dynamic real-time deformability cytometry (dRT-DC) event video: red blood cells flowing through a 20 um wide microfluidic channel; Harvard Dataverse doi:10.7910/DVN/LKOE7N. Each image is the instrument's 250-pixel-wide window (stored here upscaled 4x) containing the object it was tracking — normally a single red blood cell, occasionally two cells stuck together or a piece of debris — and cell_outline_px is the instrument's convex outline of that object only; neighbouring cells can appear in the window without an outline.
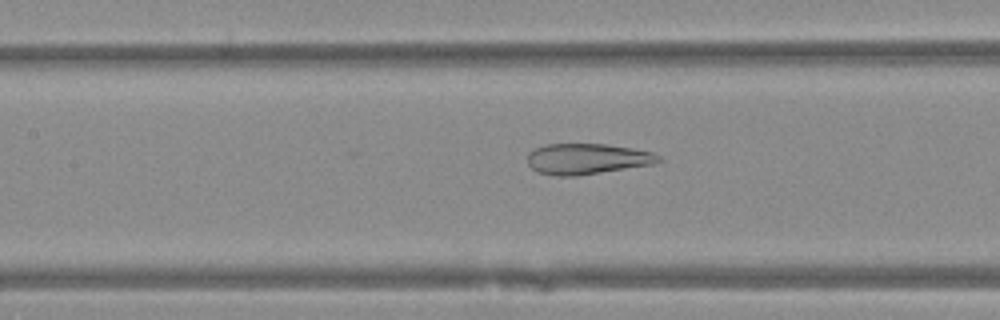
{"species": "Egyptian fruit bat (a non-hibernating species)", "species_latin": "Rousettus aegyptiacus", "temperature_condition": "warm", "stored_images_in_passage": 40, "camera_frame_rate_fps": 3000, "um_per_image_px": 0.085, "animal": {"sex": "female"}, "frame": {"image": 1, "passage_image": 12, "time_ms": 3.667, "image_size_px": [1000, 320], "cell_outline_px": [[644, 152], [640, 164], [592, 172], [544, 172], [536, 168], [540, 148], [556, 144], [596, 144], [624, 148]], "centroid_in_image_um": [49.77, 13.43], "position_along_channel_um": 157.6, "area_um2": 18.03}}
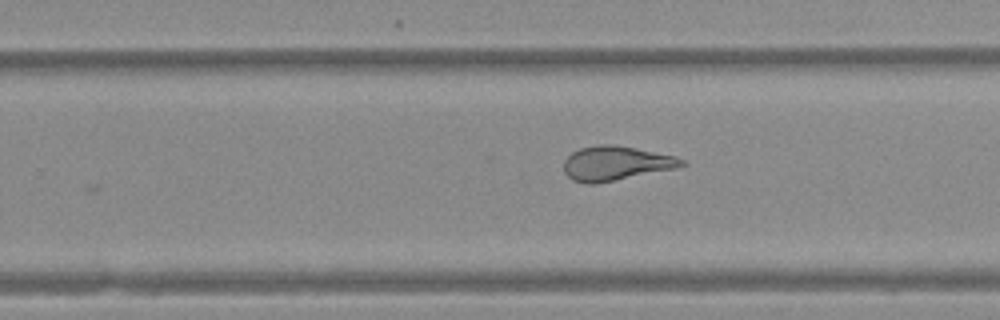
{"frame": {"image": 2, "passage_image": 21, "time_ms": 6.667, "image_size_px": [1000, 320], "cell_outline_px": [[680, 164], [664, 168], [608, 180], [576, 180], [564, 168], [568, 160], [576, 152], [584, 148], [628, 148], [668, 156], [676, 160]], "centroid_in_image_um": [52.22, 13.88], "position_along_channel_um": 277.6, "area_um2": 19.07}}
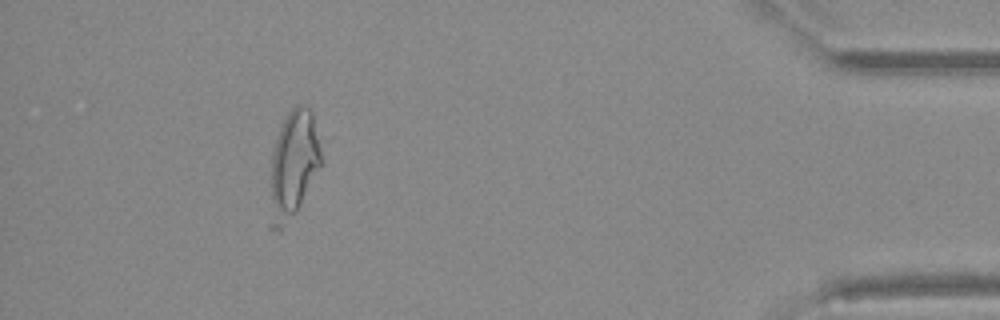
{"frame": {"image": 3, "passage_image": 35, "time_ms": 11.333, "image_size_px": [1000, 320], "cell_outline_px": [[320, 164], [296, 204], [280, 200], [276, 188], [276, 164], [280, 148], [288, 124], [292, 116], [308, 124], [312, 132], [320, 156]], "centroid_in_image_um": [25.18, 13.7], "position_along_channel_um": 410.0, "area_um2": 19.13}}